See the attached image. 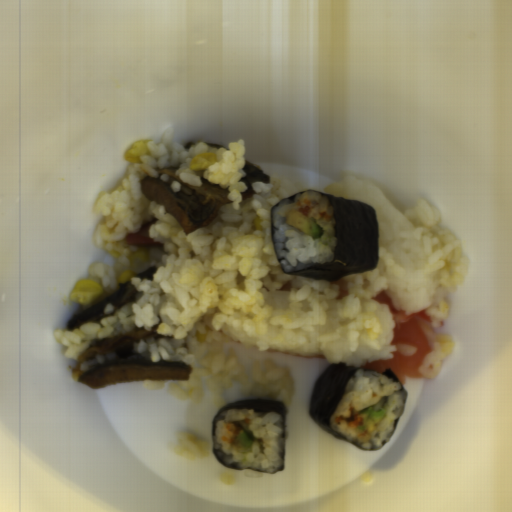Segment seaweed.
<instances>
[{
  "label": "seaweed",
  "instance_id": "45ffbabd",
  "mask_svg": "<svg viewBox=\"0 0 512 512\" xmlns=\"http://www.w3.org/2000/svg\"><path fill=\"white\" fill-rule=\"evenodd\" d=\"M359 369L364 372H375L371 368L355 367L345 362L328 364L318 377L309 399L308 412L311 419L340 440L345 439L332 428L331 418L345 394L350 379L355 377Z\"/></svg>",
  "mask_w": 512,
  "mask_h": 512
},
{
  "label": "seaweed",
  "instance_id": "349a3768",
  "mask_svg": "<svg viewBox=\"0 0 512 512\" xmlns=\"http://www.w3.org/2000/svg\"><path fill=\"white\" fill-rule=\"evenodd\" d=\"M399 420H400V417L398 419H396L395 423H394V430L396 429L398 423H399Z\"/></svg>",
  "mask_w": 512,
  "mask_h": 512
},
{
  "label": "seaweed",
  "instance_id": "ac131d1f",
  "mask_svg": "<svg viewBox=\"0 0 512 512\" xmlns=\"http://www.w3.org/2000/svg\"><path fill=\"white\" fill-rule=\"evenodd\" d=\"M382 375H384L385 377L389 378V379H392L393 382H399L400 383V390L402 392H407V390L404 388V386L402 385L400 379L398 378V376L394 373V371L391 369V368H388V369H385L382 373H380ZM408 393V392H407Z\"/></svg>",
  "mask_w": 512,
  "mask_h": 512
},
{
  "label": "seaweed",
  "instance_id": "1faa68ee",
  "mask_svg": "<svg viewBox=\"0 0 512 512\" xmlns=\"http://www.w3.org/2000/svg\"><path fill=\"white\" fill-rule=\"evenodd\" d=\"M306 191H317L331 204L336 220L333 235L336 238L334 258L330 263L315 264L294 273L325 281L339 280L350 274L367 273L377 267L379 260V219L375 208L365 202L343 199L322 191L308 189L285 199H295ZM281 199L270 208V232L273 241V209L285 200Z\"/></svg>",
  "mask_w": 512,
  "mask_h": 512
},
{
  "label": "seaweed",
  "instance_id": "7513b1e5",
  "mask_svg": "<svg viewBox=\"0 0 512 512\" xmlns=\"http://www.w3.org/2000/svg\"><path fill=\"white\" fill-rule=\"evenodd\" d=\"M239 408H250L253 409L256 413L265 414L268 412H276L281 415V426H282V437L283 442L285 444L286 436H285V426H286V415L287 409L281 400H276L272 398H256V399H243L236 402H232L228 405H224L213 417L211 424V432L212 438L215 436L216 431V418L220 415L221 412L229 410V409H239Z\"/></svg>",
  "mask_w": 512,
  "mask_h": 512
},
{
  "label": "seaweed",
  "instance_id": "6c50854a",
  "mask_svg": "<svg viewBox=\"0 0 512 512\" xmlns=\"http://www.w3.org/2000/svg\"><path fill=\"white\" fill-rule=\"evenodd\" d=\"M212 451H213V455L215 457V459L224 467H227L229 469H236V468H233V467H230L228 466L227 464H225L220 458L219 456L216 454V452L214 451V445H213V448H212ZM237 470H240V469H237Z\"/></svg>",
  "mask_w": 512,
  "mask_h": 512
}]
</instances>
